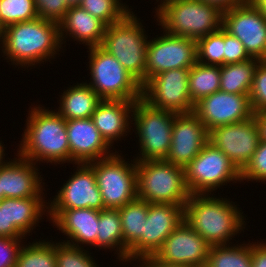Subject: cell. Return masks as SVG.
<instances>
[{"label": "cell", "instance_id": "obj_2", "mask_svg": "<svg viewBox=\"0 0 266 267\" xmlns=\"http://www.w3.org/2000/svg\"><path fill=\"white\" fill-rule=\"evenodd\" d=\"M30 108L16 154L37 165L71 163L66 120L55 109L42 105Z\"/></svg>", "mask_w": 266, "mask_h": 267}, {"label": "cell", "instance_id": "obj_17", "mask_svg": "<svg viewBox=\"0 0 266 267\" xmlns=\"http://www.w3.org/2000/svg\"><path fill=\"white\" fill-rule=\"evenodd\" d=\"M210 245L184 220L152 256L156 261L188 267H205Z\"/></svg>", "mask_w": 266, "mask_h": 267}, {"label": "cell", "instance_id": "obj_41", "mask_svg": "<svg viewBox=\"0 0 266 267\" xmlns=\"http://www.w3.org/2000/svg\"><path fill=\"white\" fill-rule=\"evenodd\" d=\"M25 239L0 237V267H15L19 250Z\"/></svg>", "mask_w": 266, "mask_h": 267}, {"label": "cell", "instance_id": "obj_27", "mask_svg": "<svg viewBox=\"0 0 266 267\" xmlns=\"http://www.w3.org/2000/svg\"><path fill=\"white\" fill-rule=\"evenodd\" d=\"M124 238V259H128L129 249L144 234L145 221L148 215V202L136 198L118 208Z\"/></svg>", "mask_w": 266, "mask_h": 267}, {"label": "cell", "instance_id": "obj_21", "mask_svg": "<svg viewBox=\"0 0 266 267\" xmlns=\"http://www.w3.org/2000/svg\"><path fill=\"white\" fill-rule=\"evenodd\" d=\"M0 168V186L5 198L45 197V182L39 166L15 154ZM42 178V179H41Z\"/></svg>", "mask_w": 266, "mask_h": 267}, {"label": "cell", "instance_id": "obj_31", "mask_svg": "<svg viewBox=\"0 0 266 267\" xmlns=\"http://www.w3.org/2000/svg\"><path fill=\"white\" fill-rule=\"evenodd\" d=\"M189 94L195 104L220 90V66L196 62L189 72Z\"/></svg>", "mask_w": 266, "mask_h": 267}, {"label": "cell", "instance_id": "obj_49", "mask_svg": "<svg viewBox=\"0 0 266 267\" xmlns=\"http://www.w3.org/2000/svg\"><path fill=\"white\" fill-rule=\"evenodd\" d=\"M5 152V149H4V144H2V141H0V168L2 166H4L9 160H5L4 157H6V153Z\"/></svg>", "mask_w": 266, "mask_h": 267}, {"label": "cell", "instance_id": "obj_28", "mask_svg": "<svg viewBox=\"0 0 266 267\" xmlns=\"http://www.w3.org/2000/svg\"><path fill=\"white\" fill-rule=\"evenodd\" d=\"M261 60L251 58L240 63L225 64L220 66V90L249 95L255 69Z\"/></svg>", "mask_w": 266, "mask_h": 267}, {"label": "cell", "instance_id": "obj_5", "mask_svg": "<svg viewBox=\"0 0 266 267\" xmlns=\"http://www.w3.org/2000/svg\"><path fill=\"white\" fill-rule=\"evenodd\" d=\"M135 12L106 26L100 47L114 56L143 86L147 57L148 36Z\"/></svg>", "mask_w": 266, "mask_h": 267}, {"label": "cell", "instance_id": "obj_9", "mask_svg": "<svg viewBox=\"0 0 266 267\" xmlns=\"http://www.w3.org/2000/svg\"><path fill=\"white\" fill-rule=\"evenodd\" d=\"M121 154L115 150L110 157L87 163L94 170L105 208L118 209L138 198L136 161H126Z\"/></svg>", "mask_w": 266, "mask_h": 267}, {"label": "cell", "instance_id": "obj_37", "mask_svg": "<svg viewBox=\"0 0 266 267\" xmlns=\"http://www.w3.org/2000/svg\"><path fill=\"white\" fill-rule=\"evenodd\" d=\"M249 101L254 114L266 110V60L257 64Z\"/></svg>", "mask_w": 266, "mask_h": 267}, {"label": "cell", "instance_id": "obj_51", "mask_svg": "<svg viewBox=\"0 0 266 267\" xmlns=\"http://www.w3.org/2000/svg\"><path fill=\"white\" fill-rule=\"evenodd\" d=\"M157 2H159V4L157 5V8L155 9L156 11L161 8L166 2H169L171 0H156Z\"/></svg>", "mask_w": 266, "mask_h": 267}, {"label": "cell", "instance_id": "obj_46", "mask_svg": "<svg viewBox=\"0 0 266 267\" xmlns=\"http://www.w3.org/2000/svg\"><path fill=\"white\" fill-rule=\"evenodd\" d=\"M144 260L151 266V267H188L184 265H176V264H167L160 261H156L152 256L144 258Z\"/></svg>", "mask_w": 266, "mask_h": 267}, {"label": "cell", "instance_id": "obj_25", "mask_svg": "<svg viewBox=\"0 0 266 267\" xmlns=\"http://www.w3.org/2000/svg\"><path fill=\"white\" fill-rule=\"evenodd\" d=\"M70 85L61 93L56 112L66 121L91 118L102 99L87 84V80ZM58 110V111H57Z\"/></svg>", "mask_w": 266, "mask_h": 267}, {"label": "cell", "instance_id": "obj_15", "mask_svg": "<svg viewBox=\"0 0 266 267\" xmlns=\"http://www.w3.org/2000/svg\"><path fill=\"white\" fill-rule=\"evenodd\" d=\"M222 28L242 42L251 58L266 60V18L250 1L224 11Z\"/></svg>", "mask_w": 266, "mask_h": 267}, {"label": "cell", "instance_id": "obj_4", "mask_svg": "<svg viewBox=\"0 0 266 267\" xmlns=\"http://www.w3.org/2000/svg\"><path fill=\"white\" fill-rule=\"evenodd\" d=\"M155 13L160 30L176 36L198 40L222 28L223 11L203 0H171Z\"/></svg>", "mask_w": 266, "mask_h": 267}, {"label": "cell", "instance_id": "obj_48", "mask_svg": "<svg viewBox=\"0 0 266 267\" xmlns=\"http://www.w3.org/2000/svg\"><path fill=\"white\" fill-rule=\"evenodd\" d=\"M118 261H120V263H121V261H122V263L121 264H123V262H125L124 263V265H127V266H129V264H126V262L127 263H130V264H132L134 261H137L138 263H139V265H138V263H137V266H136V263L134 264V265H132V266H136V267H151L144 259H120V260H118ZM133 261V262H132Z\"/></svg>", "mask_w": 266, "mask_h": 267}, {"label": "cell", "instance_id": "obj_39", "mask_svg": "<svg viewBox=\"0 0 266 267\" xmlns=\"http://www.w3.org/2000/svg\"><path fill=\"white\" fill-rule=\"evenodd\" d=\"M38 17L59 23L69 7L65 0H34Z\"/></svg>", "mask_w": 266, "mask_h": 267}, {"label": "cell", "instance_id": "obj_24", "mask_svg": "<svg viewBox=\"0 0 266 267\" xmlns=\"http://www.w3.org/2000/svg\"><path fill=\"white\" fill-rule=\"evenodd\" d=\"M58 24L62 45L66 43V38L69 36L74 39L73 41L82 43L87 48L100 46L106 29V25L101 20L80 6L69 7Z\"/></svg>", "mask_w": 266, "mask_h": 267}, {"label": "cell", "instance_id": "obj_8", "mask_svg": "<svg viewBox=\"0 0 266 267\" xmlns=\"http://www.w3.org/2000/svg\"><path fill=\"white\" fill-rule=\"evenodd\" d=\"M175 114L153 108L143 99L135 101L131 115V124L136 137H139V152L134 157L135 161L166 159L172 142Z\"/></svg>", "mask_w": 266, "mask_h": 267}, {"label": "cell", "instance_id": "obj_1", "mask_svg": "<svg viewBox=\"0 0 266 267\" xmlns=\"http://www.w3.org/2000/svg\"><path fill=\"white\" fill-rule=\"evenodd\" d=\"M62 44L59 24L37 17L30 21L15 23L2 30V57L15 67L32 69L55 59ZM51 59V60H50ZM36 65V66H35ZM27 67V68H26Z\"/></svg>", "mask_w": 266, "mask_h": 267}, {"label": "cell", "instance_id": "obj_19", "mask_svg": "<svg viewBox=\"0 0 266 267\" xmlns=\"http://www.w3.org/2000/svg\"><path fill=\"white\" fill-rule=\"evenodd\" d=\"M209 131L194 112L175 114L172 142L165 161L184 168L208 143Z\"/></svg>", "mask_w": 266, "mask_h": 267}, {"label": "cell", "instance_id": "obj_14", "mask_svg": "<svg viewBox=\"0 0 266 267\" xmlns=\"http://www.w3.org/2000/svg\"><path fill=\"white\" fill-rule=\"evenodd\" d=\"M183 220L184 206L182 205L148 203L144 234L129 249L128 259H144L153 256Z\"/></svg>", "mask_w": 266, "mask_h": 267}, {"label": "cell", "instance_id": "obj_38", "mask_svg": "<svg viewBox=\"0 0 266 267\" xmlns=\"http://www.w3.org/2000/svg\"><path fill=\"white\" fill-rule=\"evenodd\" d=\"M266 181V141L260 140L258 148L253 154L250 162L241 171V182Z\"/></svg>", "mask_w": 266, "mask_h": 267}, {"label": "cell", "instance_id": "obj_52", "mask_svg": "<svg viewBox=\"0 0 266 267\" xmlns=\"http://www.w3.org/2000/svg\"><path fill=\"white\" fill-rule=\"evenodd\" d=\"M4 194L3 191H1V186H0V201H2L4 199Z\"/></svg>", "mask_w": 266, "mask_h": 267}, {"label": "cell", "instance_id": "obj_36", "mask_svg": "<svg viewBox=\"0 0 266 267\" xmlns=\"http://www.w3.org/2000/svg\"><path fill=\"white\" fill-rule=\"evenodd\" d=\"M91 254L84 247L56 241L57 267H99Z\"/></svg>", "mask_w": 266, "mask_h": 267}, {"label": "cell", "instance_id": "obj_23", "mask_svg": "<svg viewBox=\"0 0 266 267\" xmlns=\"http://www.w3.org/2000/svg\"><path fill=\"white\" fill-rule=\"evenodd\" d=\"M134 105L135 101L128 100H102L98 104L91 118L110 147H113L114 141L125 138L131 130L134 132L130 124Z\"/></svg>", "mask_w": 266, "mask_h": 267}, {"label": "cell", "instance_id": "obj_42", "mask_svg": "<svg viewBox=\"0 0 266 267\" xmlns=\"http://www.w3.org/2000/svg\"><path fill=\"white\" fill-rule=\"evenodd\" d=\"M0 237L26 238L14 225H8L7 198L0 201Z\"/></svg>", "mask_w": 266, "mask_h": 267}, {"label": "cell", "instance_id": "obj_22", "mask_svg": "<svg viewBox=\"0 0 266 267\" xmlns=\"http://www.w3.org/2000/svg\"><path fill=\"white\" fill-rule=\"evenodd\" d=\"M66 129L73 166L104 159L115 153L100 135L92 118L68 120Z\"/></svg>", "mask_w": 266, "mask_h": 267}, {"label": "cell", "instance_id": "obj_13", "mask_svg": "<svg viewBox=\"0 0 266 267\" xmlns=\"http://www.w3.org/2000/svg\"><path fill=\"white\" fill-rule=\"evenodd\" d=\"M260 129L254 115L244 121L209 131L208 142L220 149L241 172L260 143Z\"/></svg>", "mask_w": 266, "mask_h": 267}, {"label": "cell", "instance_id": "obj_47", "mask_svg": "<svg viewBox=\"0 0 266 267\" xmlns=\"http://www.w3.org/2000/svg\"><path fill=\"white\" fill-rule=\"evenodd\" d=\"M252 3L260 13L266 18V0H248Z\"/></svg>", "mask_w": 266, "mask_h": 267}, {"label": "cell", "instance_id": "obj_12", "mask_svg": "<svg viewBox=\"0 0 266 267\" xmlns=\"http://www.w3.org/2000/svg\"><path fill=\"white\" fill-rule=\"evenodd\" d=\"M162 31L148 40L145 83L161 72L191 68L197 62V40Z\"/></svg>", "mask_w": 266, "mask_h": 267}, {"label": "cell", "instance_id": "obj_40", "mask_svg": "<svg viewBox=\"0 0 266 267\" xmlns=\"http://www.w3.org/2000/svg\"><path fill=\"white\" fill-rule=\"evenodd\" d=\"M251 59L242 42L224 30V65Z\"/></svg>", "mask_w": 266, "mask_h": 267}, {"label": "cell", "instance_id": "obj_43", "mask_svg": "<svg viewBox=\"0 0 266 267\" xmlns=\"http://www.w3.org/2000/svg\"><path fill=\"white\" fill-rule=\"evenodd\" d=\"M251 257L252 267H266V242H251Z\"/></svg>", "mask_w": 266, "mask_h": 267}, {"label": "cell", "instance_id": "obj_30", "mask_svg": "<svg viewBox=\"0 0 266 267\" xmlns=\"http://www.w3.org/2000/svg\"><path fill=\"white\" fill-rule=\"evenodd\" d=\"M250 242L210 246L205 267H252Z\"/></svg>", "mask_w": 266, "mask_h": 267}, {"label": "cell", "instance_id": "obj_26", "mask_svg": "<svg viewBox=\"0 0 266 267\" xmlns=\"http://www.w3.org/2000/svg\"><path fill=\"white\" fill-rule=\"evenodd\" d=\"M45 197L7 198L8 225L15 228L25 237L48 215V202ZM31 233V234H30Z\"/></svg>", "mask_w": 266, "mask_h": 267}, {"label": "cell", "instance_id": "obj_50", "mask_svg": "<svg viewBox=\"0 0 266 267\" xmlns=\"http://www.w3.org/2000/svg\"><path fill=\"white\" fill-rule=\"evenodd\" d=\"M82 0H65V3L68 7L80 6Z\"/></svg>", "mask_w": 266, "mask_h": 267}, {"label": "cell", "instance_id": "obj_45", "mask_svg": "<svg viewBox=\"0 0 266 267\" xmlns=\"http://www.w3.org/2000/svg\"><path fill=\"white\" fill-rule=\"evenodd\" d=\"M254 117L260 129L261 140L266 141V110L255 113Z\"/></svg>", "mask_w": 266, "mask_h": 267}, {"label": "cell", "instance_id": "obj_6", "mask_svg": "<svg viewBox=\"0 0 266 267\" xmlns=\"http://www.w3.org/2000/svg\"><path fill=\"white\" fill-rule=\"evenodd\" d=\"M137 195L148 203L185 206L190 198L184 168L165 160L136 161Z\"/></svg>", "mask_w": 266, "mask_h": 267}, {"label": "cell", "instance_id": "obj_32", "mask_svg": "<svg viewBox=\"0 0 266 267\" xmlns=\"http://www.w3.org/2000/svg\"><path fill=\"white\" fill-rule=\"evenodd\" d=\"M36 240L29 244L23 243L15 267H57L56 242Z\"/></svg>", "mask_w": 266, "mask_h": 267}, {"label": "cell", "instance_id": "obj_29", "mask_svg": "<svg viewBox=\"0 0 266 267\" xmlns=\"http://www.w3.org/2000/svg\"><path fill=\"white\" fill-rule=\"evenodd\" d=\"M97 248L115 251L118 260L124 259V238L118 209L99 211Z\"/></svg>", "mask_w": 266, "mask_h": 267}, {"label": "cell", "instance_id": "obj_20", "mask_svg": "<svg viewBox=\"0 0 266 267\" xmlns=\"http://www.w3.org/2000/svg\"><path fill=\"white\" fill-rule=\"evenodd\" d=\"M47 217L53 223V227L58 228L57 230L67 237L68 240H62L63 242L81 248L83 246L97 248L98 210L90 208L48 209Z\"/></svg>", "mask_w": 266, "mask_h": 267}, {"label": "cell", "instance_id": "obj_7", "mask_svg": "<svg viewBox=\"0 0 266 267\" xmlns=\"http://www.w3.org/2000/svg\"><path fill=\"white\" fill-rule=\"evenodd\" d=\"M89 51V75L87 83L102 100L142 99V85L121 63L100 46Z\"/></svg>", "mask_w": 266, "mask_h": 267}, {"label": "cell", "instance_id": "obj_18", "mask_svg": "<svg viewBox=\"0 0 266 267\" xmlns=\"http://www.w3.org/2000/svg\"><path fill=\"white\" fill-rule=\"evenodd\" d=\"M77 169L52 196L48 209H105L94 170L88 164H76Z\"/></svg>", "mask_w": 266, "mask_h": 267}, {"label": "cell", "instance_id": "obj_34", "mask_svg": "<svg viewBox=\"0 0 266 267\" xmlns=\"http://www.w3.org/2000/svg\"><path fill=\"white\" fill-rule=\"evenodd\" d=\"M38 17L34 0H0V28Z\"/></svg>", "mask_w": 266, "mask_h": 267}, {"label": "cell", "instance_id": "obj_16", "mask_svg": "<svg viewBox=\"0 0 266 267\" xmlns=\"http://www.w3.org/2000/svg\"><path fill=\"white\" fill-rule=\"evenodd\" d=\"M193 112L208 131L251 118L249 95L217 91L195 103Z\"/></svg>", "mask_w": 266, "mask_h": 267}, {"label": "cell", "instance_id": "obj_10", "mask_svg": "<svg viewBox=\"0 0 266 267\" xmlns=\"http://www.w3.org/2000/svg\"><path fill=\"white\" fill-rule=\"evenodd\" d=\"M187 187L191 194H207L230 182L241 183V172L231 160L211 143L184 167Z\"/></svg>", "mask_w": 266, "mask_h": 267}, {"label": "cell", "instance_id": "obj_11", "mask_svg": "<svg viewBox=\"0 0 266 267\" xmlns=\"http://www.w3.org/2000/svg\"><path fill=\"white\" fill-rule=\"evenodd\" d=\"M190 68L161 72L142 86V99L151 107L176 114L193 112L195 104L189 94Z\"/></svg>", "mask_w": 266, "mask_h": 267}, {"label": "cell", "instance_id": "obj_44", "mask_svg": "<svg viewBox=\"0 0 266 267\" xmlns=\"http://www.w3.org/2000/svg\"><path fill=\"white\" fill-rule=\"evenodd\" d=\"M204 2L218 7L221 11L232 9L235 6L242 5L248 0H203Z\"/></svg>", "mask_w": 266, "mask_h": 267}, {"label": "cell", "instance_id": "obj_3", "mask_svg": "<svg viewBox=\"0 0 266 267\" xmlns=\"http://www.w3.org/2000/svg\"><path fill=\"white\" fill-rule=\"evenodd\" d=\"M237 206L225 197L191 194L184 206V221L210 246L232 244L235 235L245 232L244 219L248 220Z\"/></svg>", "mask_w": 266, "mask_h": 267}, {"label": "cell", "instance_id": "obj_35", "mask_svg": "<svg viewBox=\"0 0 266 267\" xmlns=\"http://www.w3.org/2000/svg\"><path fill=\"white\" fill-rule=\"evenodd\" d=\"M197 62L205 65H224V29L197 40Z\"/></svg>", "mask_w": 266, "mask_h": 267}, {"label": "cell", "instance_id": "obj_53", "mask_svg": "<svg viewBox=\"0 0 266 267\" xmlns=\"http://www.w3.org/2000/svg\"><path fill=\"white\" fill-rule=\"evenodd\" d=\"M2 46V29L0 28V50Z\"/></svg>", "mask_w": 266, "mask_h": 267}, {"label": "cell", "instance_id": "obj_33", "mask_svg": "<svg viewBox=\"0 0 266 267\" xmlns=\"http://www.w3.org/2000/svg\"><path fill=\"white\" fill-rule=\"evenodd\" d=\"M80 7L101 20L106 26L119 22L133 10L121 0H82Z\"/></svg>", "mask_w": 266, "mask_h": 267}]
</instances>
